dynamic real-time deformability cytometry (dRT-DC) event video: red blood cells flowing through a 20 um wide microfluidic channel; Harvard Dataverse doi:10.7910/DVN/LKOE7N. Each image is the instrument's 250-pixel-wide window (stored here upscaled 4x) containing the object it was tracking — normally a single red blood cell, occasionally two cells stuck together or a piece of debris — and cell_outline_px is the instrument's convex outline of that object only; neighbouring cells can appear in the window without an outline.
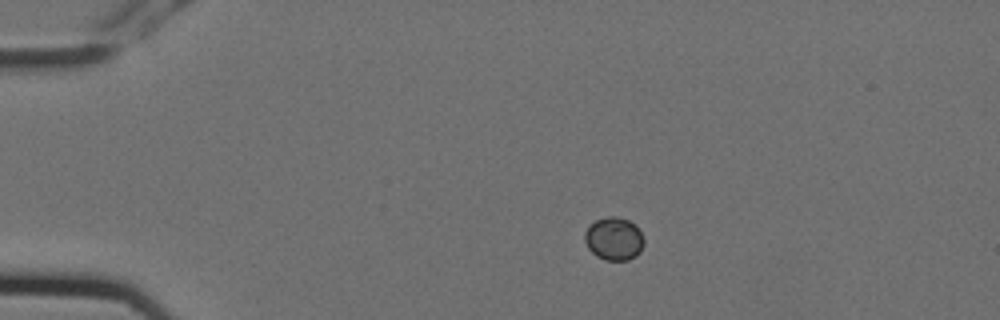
{"species": "Egyptian fruit bat (a non-hibernating species)", "species_latin": "Rousettus aegyptiacus", "temperature_condition": "cold", "stored_images_in_passage": 3, "camera_frame_rate_fps": 3000, "um_per_image_px": 0.085, "animal": {"sex": "female"}, "frame": {"image": 1, "passage_image": 1, "time_ms": 0.0, "image_size_px": [1000, 320], "cell_outline_px": [[644, 244], [640, 252], [636, 256], [628, 260], [604, 260], [596, 256], [588, 248], [584, 240], [584, 232], [596, 220], [608, 216], [616, 216], [628, 220], [636, 224], [644, 240]], "centroid_in_image_um": [52.19, 20.3], "position_along_channel_um": 32.8, "area_um2": 14.91}}
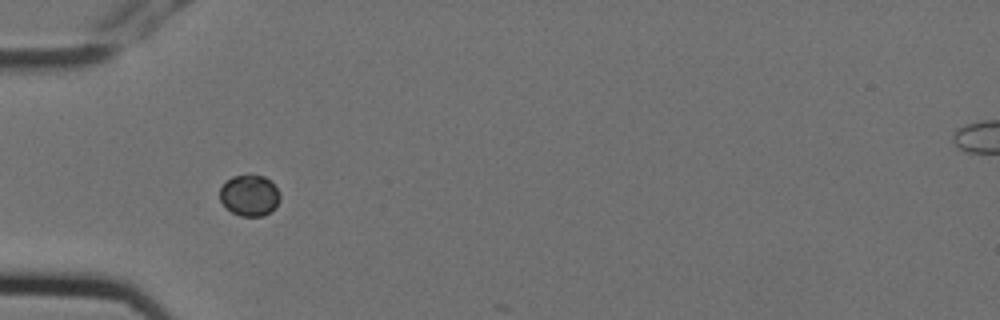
{"frame": {"image": 2, "passage_image": 3, "time_ms": 0.667, "image_size_px": [1000, 320], "cell_outline_px": [[280, 200], [276, 208], [264, 216], [240, 216], [232, 212], [220, 200], [220, 188], [232, 176], [264, 176], [280, 192]], "centroid_in_image_um": [21.23, 16.64], "position_along_channel_um": 63.8, "area_um2": 14.22}}